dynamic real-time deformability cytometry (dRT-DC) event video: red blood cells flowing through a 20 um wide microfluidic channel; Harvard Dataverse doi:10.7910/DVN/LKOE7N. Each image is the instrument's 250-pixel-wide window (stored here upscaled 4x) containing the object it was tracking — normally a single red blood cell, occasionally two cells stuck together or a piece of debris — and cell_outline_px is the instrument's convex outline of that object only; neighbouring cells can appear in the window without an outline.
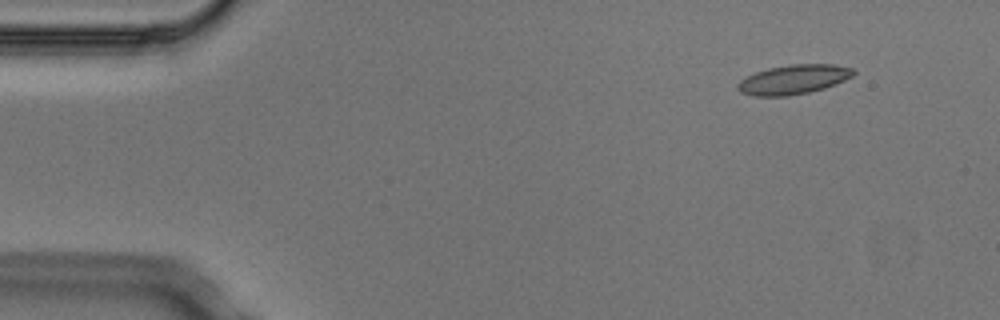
{"species": "Egyptian fruit bat (a non-hibernating species)", "species_latin": "Rousettus aegyptiacus", "temperature_condition": "cold", "stored_images_in_passage": 3, "camera_frame_rate_fps": 3000, "um_per_image_px": 0.085, "animal": {"sex": "male"}, "frame": {"image": 1, "passage_image": 1, "time_ms": 0.0, "image_size_px": [1000, 320], "cell_outline_px": [[856, 72], [852, 76], [836, 84], [824, 88], [808, 92], [788, 96], [752, 96], [740, 92], [736, 88], [736, 84], [740, 80], [756, 72], [768, 68], [788, 64], [836, 64], [852, 68]], "centroid_in_image_um": [67.43, 6.75], "position_along_channel_um": 17.6, "area_um2": 19.94}}
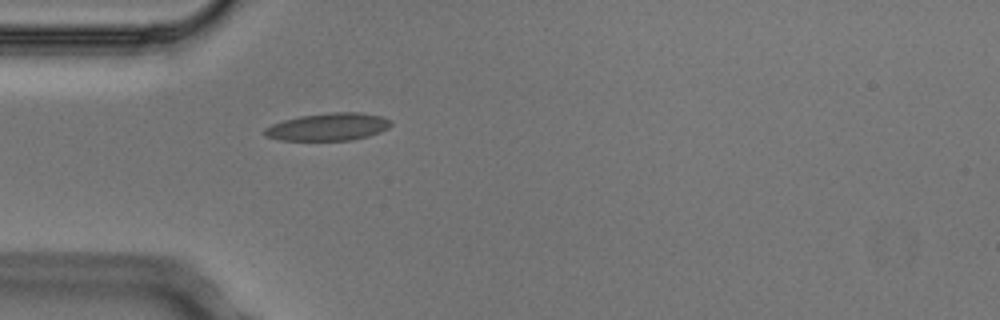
{"frame": {"image": 2, "passage_image": 3, "time_ms": 0.667, "image_size_px": [1000, 320], "cell_outline_px": [[392, 124], [388, 128], [380, 132], [368, 136], [352, 140], [280, 140], [264, 136], [264, 128], [272, 124], [284, 120], [300, 116], [332, 112], [360, 112], [380, 116], [392, 120]], "centroid_in_image_um": [27.91, 10.78], "position_along_channel_um": 57.1, "area_um2": 20.29}}